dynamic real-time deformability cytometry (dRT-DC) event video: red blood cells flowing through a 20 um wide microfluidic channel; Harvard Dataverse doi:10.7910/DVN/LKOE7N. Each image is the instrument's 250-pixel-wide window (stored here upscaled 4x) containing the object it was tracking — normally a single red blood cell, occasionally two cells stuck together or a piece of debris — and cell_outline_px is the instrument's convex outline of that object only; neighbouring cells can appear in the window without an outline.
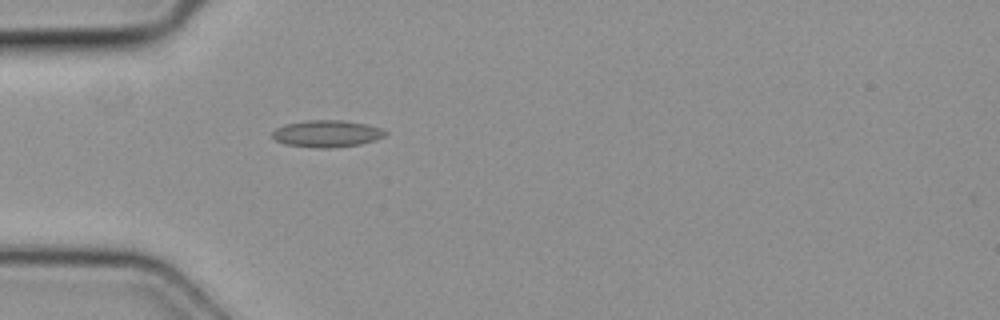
{"species": "common noctule bat (a hibernating species)", "species_latin": "Nyctalus noctula", "temperature_condition": "cold", "stored_images_in_passage": 1, "camera_frame_rate_fps": 3000, "um_per_image_px": 0.085, "animal": {"sex": "female", "body_mass_g": 19.3, "forearm_length_mm": 54.1}, "frame": {"image": 1, "passage_image": 1, "time_ms": 0.0, "image_size_px": [1000, 320], "cell_outline_px": [[388, 132], [384, 136], [360, 144], [324, 148], [284, 144], [276, 140], [272, 136], [272, 132], [276, 128], [284, 124], [308, 120], [344, 120], [364, 124], [380, 128]], "centroid_in_image_um": [27.74, 11.34], "position_along_channel_um": 57.3, "area_um2": 17.4}}